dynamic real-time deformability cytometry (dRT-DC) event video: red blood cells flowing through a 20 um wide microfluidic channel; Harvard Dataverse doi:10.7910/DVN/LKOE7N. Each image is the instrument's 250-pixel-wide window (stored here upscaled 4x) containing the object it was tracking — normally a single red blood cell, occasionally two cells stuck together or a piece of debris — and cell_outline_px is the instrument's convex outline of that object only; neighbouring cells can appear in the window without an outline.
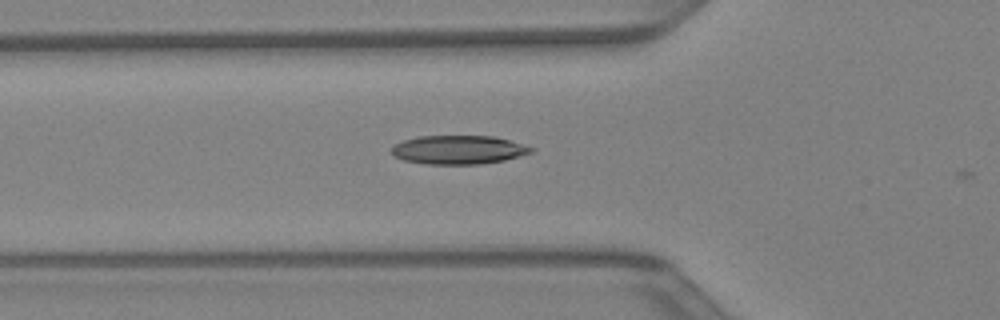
{"species": "Egyptian fruit bat (a non-hibernating species)", "species_latin": "Rousettus aegyptiacus", "temperature_condition": "warm", "stored_images_in_passage": 32, "segment_of_instrument_passage": [1, 2], "camera_frame_rate_fps": 3000, "um_per_image_px": 0.085, "animal": {"sex": "female"}, "frame": {"image": 1, "passage_image": 3, "time_ms": 0.667, "image_size_px": [1000, 320], "cell_outline_px": [[536, 148], [532, 152], [520, 156], [504, 160], [480, 164], [424, 164], [404, 160], [392, 156], [392, 144], [404, 140], [420, 136], [492, 136], [508, 140]], "centroid_in_image_um": [38.94, 12.73], "position_along_channel_um": 86.9, "area_um2": 23.41}}
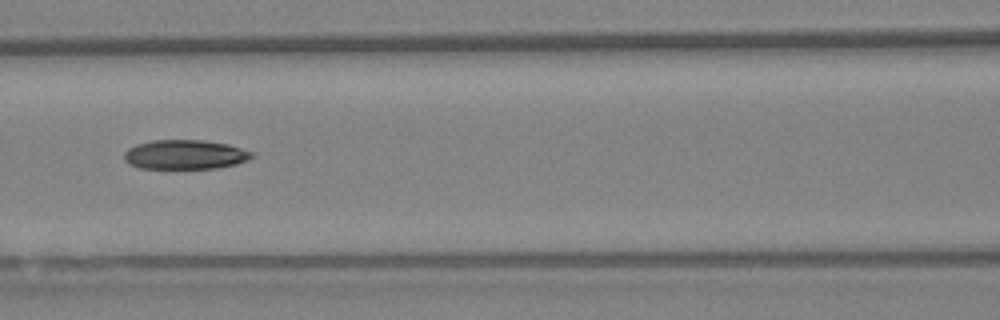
{"frame": {"image": 2, "passage_image": 7, "time_ms": 2.0, "image_size_px": [1000, 320], "cell_outline_px": [[256, 156], [248, 160], [236, 164], [216, 168], [140, 168], [128, 164], [124, 160], [124, 152], [128, 148], [136, 144], [152, 140], [204, 140], [228, 144], [252, 152]], "centroid_in_image_um": [15.72, 13.13], "position_along_channel_um": 150.9, "area_um2": 21.96}}
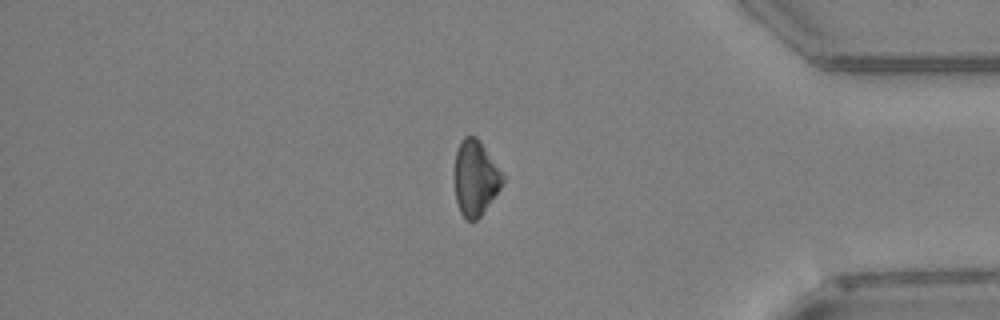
{"frame": {"image": 3, "passage_image": 24, "time_ms": 7.667, "image_size_px": [1000, 320], "cell_outline_px": [[504, 180], [500, 188], [480, 216], [476, 220], [468, 220], [460, 212], [456, 200], [456, 152], [460, 140], [464, 136], [476, 136], [504, 172]], "centroid_in_image_um": [40.44, 15.09], "position_along_channel_um": 394.8, "area_um2": 20.81}}